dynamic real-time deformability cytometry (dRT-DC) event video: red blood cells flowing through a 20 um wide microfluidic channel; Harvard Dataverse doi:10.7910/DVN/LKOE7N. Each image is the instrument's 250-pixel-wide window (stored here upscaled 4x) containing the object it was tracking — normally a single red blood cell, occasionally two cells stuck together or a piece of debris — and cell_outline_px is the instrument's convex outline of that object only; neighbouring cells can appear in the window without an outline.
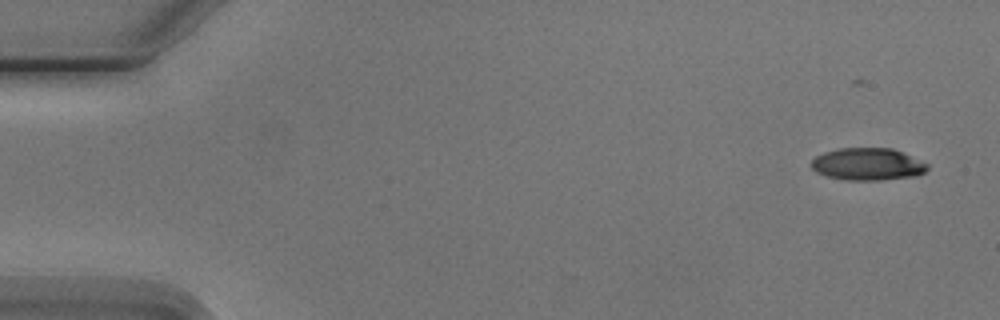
{"species": "Egyptian fruit bat (a non-hibernating species)", "species_latin": "Rousettus aegyptiacus", "temperature_condition": "cold", "stored_images_in_passage": 7, "camera_frame_rate_fps": 3000, "um_per_image_px": 0.085, "animal": {"sex": "male"}, "frame": {"image": 1, "passage_image": 1, "time_ms": 0.0, "image_size_px": [1000, 320], "cell_outline_px": [[928, 168], [924, 172], [916, 176], [880, 180], [844, 180], [828, 176], [816, 172], [812, 168], [812, 160], [816, 156], [824, 152], [840, 148], [892, 148], [928, 164]], "centroid_in_image_um": [73.74, 13.96], "position_along_channel_um": 11.3, "area_um2": 21.68}}
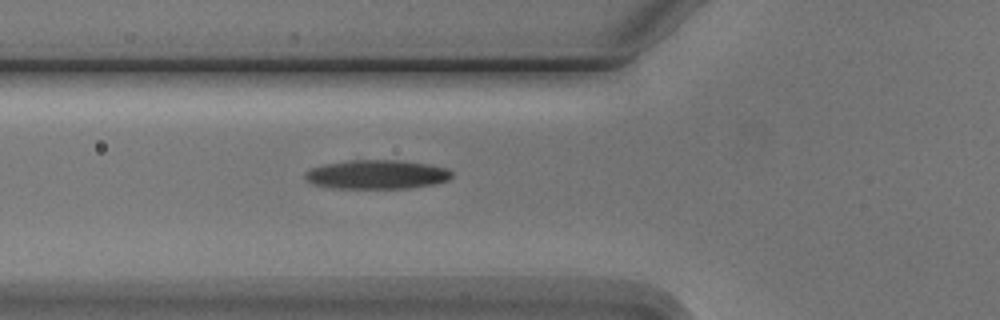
{"frame": {"image": 2, "passage_image": 6, "time_ms": 5.667, "image_size_px": [1000, 320], "cell_outline_px": [[452, 176], [448, 180], [436, 184], [408, 188], [332, 188], [312, 184], [304, 176], [304, 172], [312, 168], [324, 164], [348, 160], [400, 160], [428, 164], [448, 168], [452, 172]], "centroid_in_image_um": [32.04, 14.83], "position_along_channel_um": 93.8, "area_um2": 24.97}}